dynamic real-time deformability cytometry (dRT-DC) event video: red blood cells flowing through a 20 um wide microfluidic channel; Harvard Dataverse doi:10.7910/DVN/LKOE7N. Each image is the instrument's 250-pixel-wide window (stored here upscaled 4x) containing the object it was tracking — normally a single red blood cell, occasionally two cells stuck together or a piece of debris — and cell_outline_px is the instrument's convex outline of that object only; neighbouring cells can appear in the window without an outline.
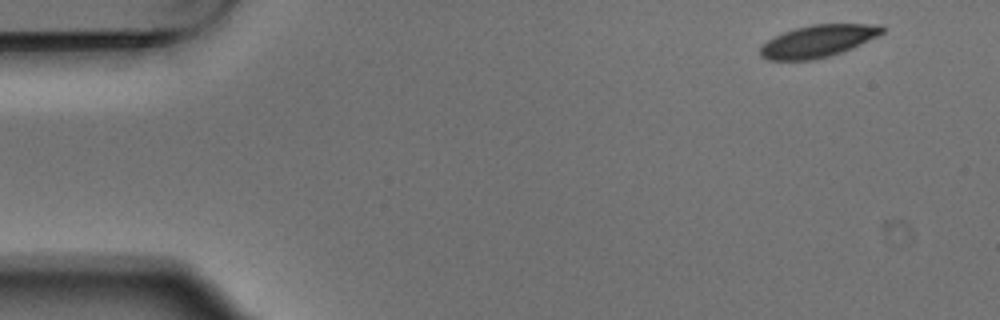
{"species": "Egyptian fruit bat (a non-hibernating species)", "species_latin": "Rousettus aegyptiacus", "temperature_condition": "warm", "stored_images_in_passage": 4, "camera_frame_rate_fps": 3000, "um_per_image_px": 0.085, "animal": {"sex": "male"}, "frame": {"image": 1, "passage_image": 1, "time_ms": 0.0, "image_size_px": [1000, 320], "cell_outline_px": [[884, 32], [852, 48], [828, 56], [812, 60], [768, 60], [760, 56], [760, 48], [768, 40], [784, 32], [796, 28], [812, 24], [884, 24]], "centroid_in_image_um": [69.53, 3.49], "position_along_channel_um": 15.5, "area_um2": 22.6}}
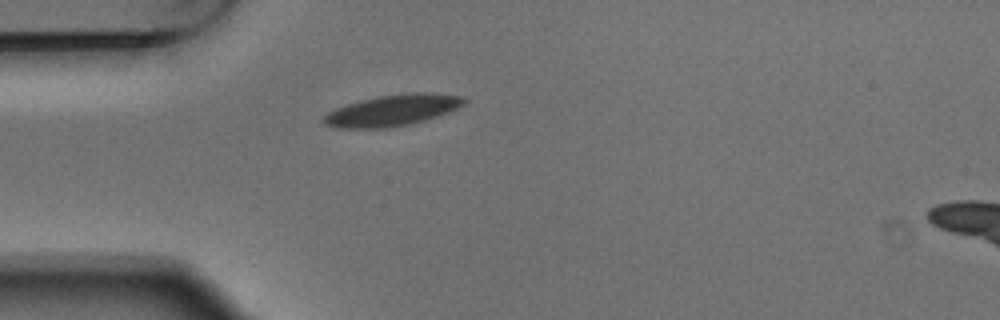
{"frame": {"image": 2, "passage_image": 4, "time_ms": 1.0, "image_size_px": [1000, 320], "cell_outline_px": [[468, 100], [464, 104], [448, 112], [412, 124], [388, 128], [340, 128], [324, 124], [324, 116], [328, 112], [336, 108], [360, 100], [376, 96], [412, 92], [428, 92], [464, 96]], "centroid_in_image_um": [33.39, 9.37], "position_along_channel_um": 51.6, "area_um2": 25.55}}